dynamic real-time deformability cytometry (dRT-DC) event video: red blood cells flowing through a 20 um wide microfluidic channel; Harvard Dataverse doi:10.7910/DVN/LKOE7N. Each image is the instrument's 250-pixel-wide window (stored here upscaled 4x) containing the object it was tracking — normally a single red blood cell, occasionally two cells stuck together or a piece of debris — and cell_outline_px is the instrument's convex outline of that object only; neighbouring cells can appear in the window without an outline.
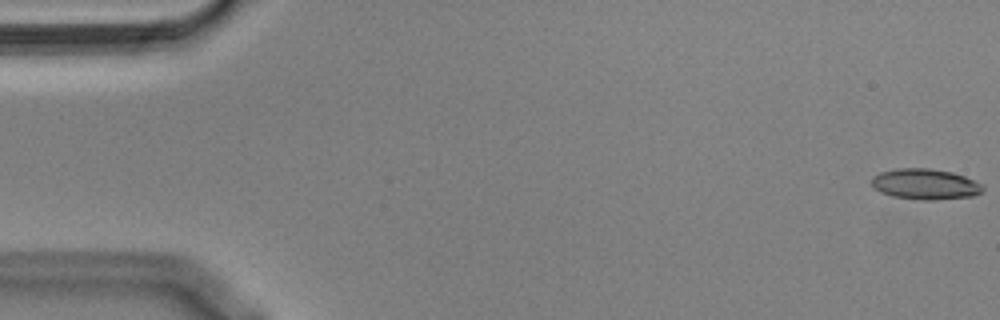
{"species": "Egyptian fruit bat (a non-hibernating species)", "species_latin": "Rousettus aegyptiacus", "temperature_condition": "cold", "stored_images_in_passage": 49, "camera_frame_rate_fps": 3000, "um_per_image_px": 0.085, "animal": {"sex": "male"}, "frame": {"image": 1, "passage_image": 1, "time_ms": 0.0, "image_size_px": [1000, 320], "cell_outline_px": [[984, 192], [972, 196], [936, 200], [916, 200], [892, 196], [880, 192], [872, 184], [872, 176], [880, 172], [900, 168], [928, 168], [952, 172], [964, 176], [980, 184], [984, 188]], "centroid_in_image_um": [78.64, 15.66], "position_along_channel_um": 6.4, "area_um2": 19.88}}
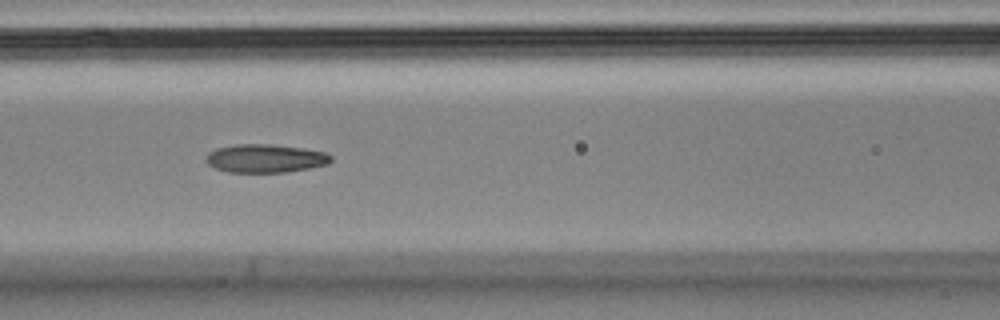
{"frame": {"image": 2, "passage_image": 24, "time_ms": 7.667, "image_size_px": [1000, 320], "cell_outline_px": [[332, 160], [328, 164], [288, 172], [228, 172], [216, 168], [208, 164], [204, 160], [204, 156], [208, 152], [216, 148], [236, 144], [272, 144], [300, 148], [324, 152], [332, 156]], "centroid_in_image_um": [22.51, 13.46], "position_along_channel_um": 144.1, "area_um2": 20.69}}
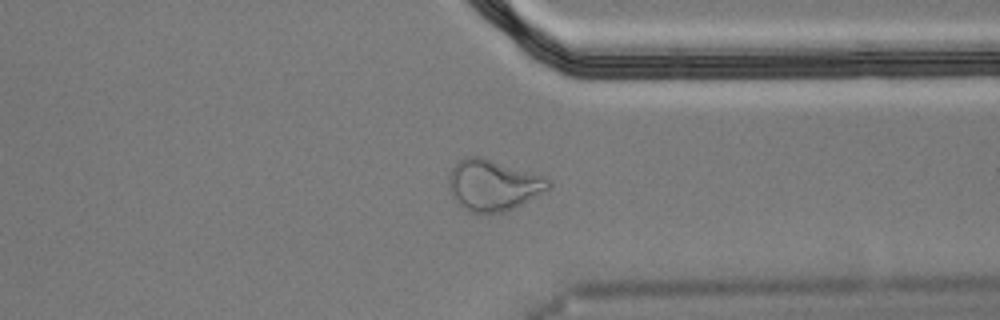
{"frame": {"image": 3, "passage_image": 43, "time_ms": 14.0, "image_size_px": [1000, 320], "cell_outline_px": [[552, 188], [504, 212], [468, 212], [448, 192], [448, 172], [464, 156], [480, 156], [544, 176], [552, 180]], "centroid_in_image_um": [41.91, 15.72], "position_along_channel_um": 369.5, "area_um2": 29.65}}